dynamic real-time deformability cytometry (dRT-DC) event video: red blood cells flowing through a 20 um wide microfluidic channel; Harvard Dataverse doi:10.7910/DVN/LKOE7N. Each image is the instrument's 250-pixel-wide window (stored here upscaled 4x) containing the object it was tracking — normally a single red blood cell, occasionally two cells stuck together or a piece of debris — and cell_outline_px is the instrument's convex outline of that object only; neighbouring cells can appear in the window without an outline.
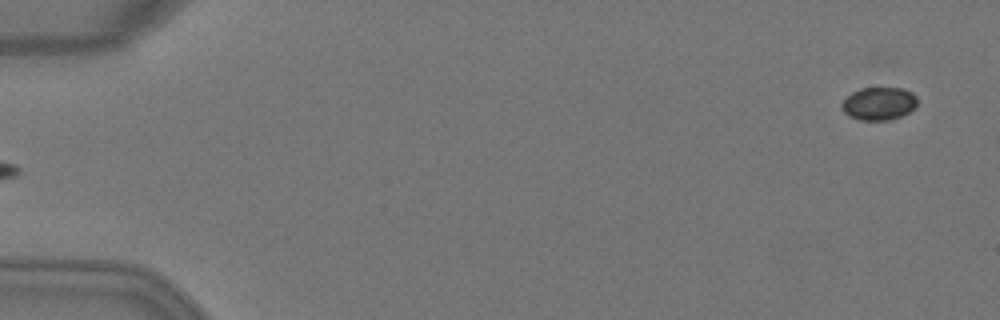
{"species": "Egyptian fruit bat (a non-hibernating species)", "species_latin": "Rousettus aegyptiacus", "temperature_condition": "warm", "stored_images_in_passage": 5, "segment_of_instrument_passage": [2, 2], "camera_frame_rate_fps": 3000, "um_per_image_px": 0.085, "animal": {"sex": "female"}, "frame": {"image": 1, "passage_image": 5, "time_ms": 1.333, "image_size_px": [1000, 320], "cell_outline_px": [[916, 108], [900, 116], [888, 120], [860, 120], [848, 116], [840, 108], [840, 104], [852, 92], [860, 88], [904, 88], [912, 92], [916, 96]], "centroid_in_image_um": [74.69, 8.8], "position_along_channel_um": 10.3, "area_um2": 14.57}}